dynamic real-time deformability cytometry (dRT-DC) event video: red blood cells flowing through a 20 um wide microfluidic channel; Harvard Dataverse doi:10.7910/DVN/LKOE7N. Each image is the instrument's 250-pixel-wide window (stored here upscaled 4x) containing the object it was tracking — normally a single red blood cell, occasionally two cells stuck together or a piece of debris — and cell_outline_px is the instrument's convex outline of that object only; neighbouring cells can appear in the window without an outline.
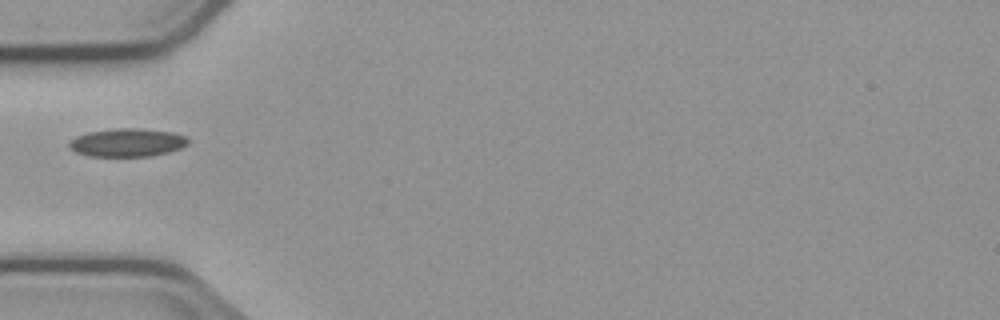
{"species": "common noctule bat (a hibernating species)", "species_latin": "Nyctalus noctula", "temperature_condition": "cold", "stored_images_in_passage": 1, "camera_frame_rate_fps": 3000, "um_per_image_px": 0.085, "animal": {"sex": "male", "body_mass_g": 23.1, "forearm_length_mm": 52.7}, "frame": {"image": 1, "passage_image": 1, "time_ms": 0.0, "image_size_px": [1000, 320], "cell_outline_px": [[188, 144], [180, 148], [168, 152], [152, 156], [88, 156], [76, 152], [68, 144], [76, 136], [88, 132], [116, 128], [140, 128], [172, 132], [188, 136]], "centroid_in_image_um": [10.85, 12.11], "position_along_channel_um": 74.1, "area_um2": 19.54}}